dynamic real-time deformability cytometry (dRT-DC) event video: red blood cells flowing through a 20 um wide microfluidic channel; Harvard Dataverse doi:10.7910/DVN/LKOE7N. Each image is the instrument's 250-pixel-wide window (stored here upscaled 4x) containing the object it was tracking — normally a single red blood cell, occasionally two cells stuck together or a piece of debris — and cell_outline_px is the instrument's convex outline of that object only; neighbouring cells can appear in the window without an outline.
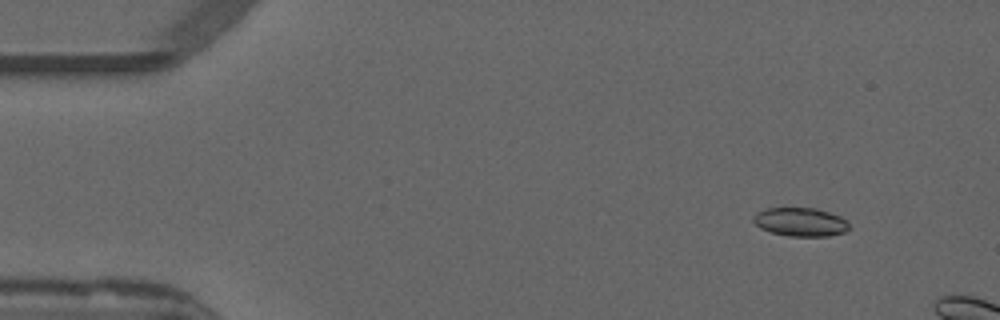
{"species": "common noctule bat (a hibernating species)", "species_latin": "Nyctalus noctula", "temperature_condition": "warm", "stored_images_in_passage": 7, "camera_frame_rate_fps": 3000, "um_per_image_px": 0.085, "animal": {"sex": "male", "forearm_length_mm": 52.5}, "frame": {"image": 1, "passage_image": 1, "time_ms": 0.0, "image_size_px": [1000, 320], "cell_outline_px": [[848, 228], [844, 232], [828, 236], [788, 236], [772, 232], [760, 228], [752, 220], [752, 216], [756, 212], [768, 208], [816, 208], [840, 216], [848, 224]], "centroid_in_image_um": [68.0, 18.86], "position_along_channel_um": 17.0, "area_um2": 15.84}}